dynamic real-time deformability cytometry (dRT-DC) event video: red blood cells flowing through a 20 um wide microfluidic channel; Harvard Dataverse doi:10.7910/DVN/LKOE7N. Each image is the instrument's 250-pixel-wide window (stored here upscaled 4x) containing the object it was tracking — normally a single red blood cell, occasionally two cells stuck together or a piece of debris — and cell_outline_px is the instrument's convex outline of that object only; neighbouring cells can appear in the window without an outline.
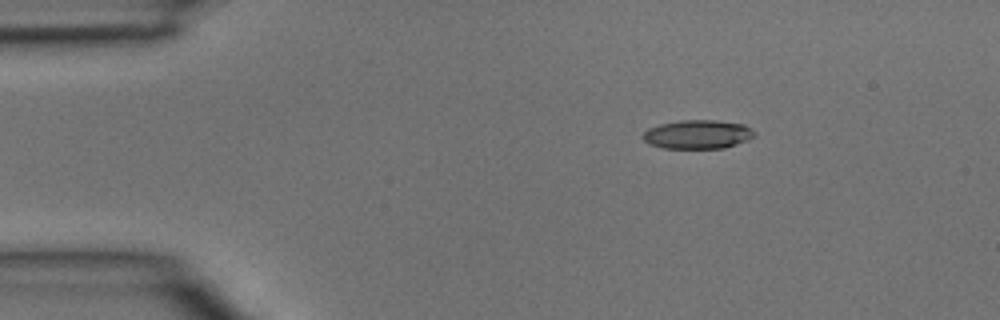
{"species": "common noctule bat (a hibernating species)", "species_latin": "Nyctalus noctula", "temperature_condition": "room temperature", "stored_images_in_passage": 2, "camera_frame_rate_fps": 3000, "um_per_image_px": 0.085, "animal": {"sex": "male", "body_mass_g": 15.6}, "frame": {"image": 1, "passage_image": 1, "time_ms": 0.0, "image_size_px": [1000, 320], "cell_outline_px": [[756, 136], [748, 140], [724, 148], [664, 148], [648, 144], [640, 136], [648, 128], [660, 124], [680, 120], [716, 120], [744, 124], [756, 132]], "centroid_in_image_um": [59.3, 11.42], "position_along_channel_um": 25.7, "area_um2": 18.9}}